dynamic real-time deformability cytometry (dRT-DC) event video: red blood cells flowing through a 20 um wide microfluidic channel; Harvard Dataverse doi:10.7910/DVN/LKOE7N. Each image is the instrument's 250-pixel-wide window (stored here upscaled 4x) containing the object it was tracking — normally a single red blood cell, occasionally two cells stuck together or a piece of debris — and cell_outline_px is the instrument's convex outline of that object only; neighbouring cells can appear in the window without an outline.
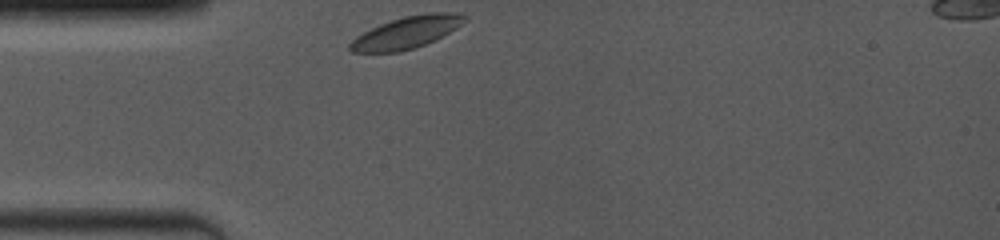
{"species": "common noctule bat (a hibernating species)", "species_latin": "Nyctalus noctula", "temperature_condition": "room temperature", "stored_images_in_passage": 20, "camera_frame_rate_fps": 4000, "um_per_image_px": 0.085, "animal": {"sex": "female", "body_mass_g": 19.0, "forearm_length_mm": 53.3}, "frame": {"image": 1, "passage_image": 1, "time_ms": 0.0, "image_size_px": [1000, 240], "cell_outline_px": [[468, 16], [456, 28], [436, 40], [400, 52], [352, 52], [348, 48], [348, 44], [356, 36], [380, 24], [404, 16], [432, 12], [464, 12]], "centroid_in_image_um": [34.58, 2.75], "position_along_channel_um": 50.4, "area_um2": 21.27}}
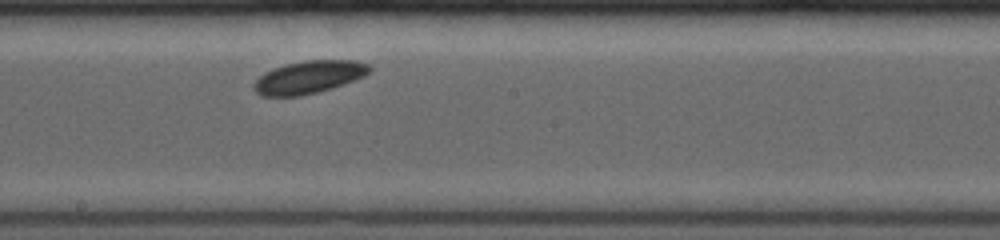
{"frame": {"image": 2, "passage_image": 11, "time_ms": 4.75, "image_size_px": [1000, 240], "cell_outline_px": [[372, 68], [364, 76], [332, 88], [300, 96], [260, 96], [252, 88], [252, 84], [264, 72], [272, 68], [284, 64], [304, 60], [352, 60], [368, 64]], "centroid_in_image_um": [26.2, 6.55], "position_along_channel_um": 222.0, "area_um2": 22.08}}
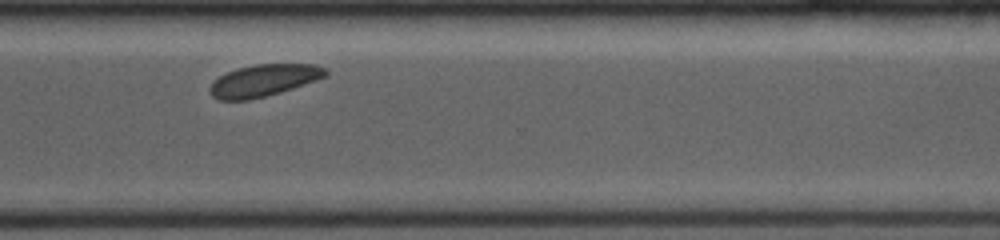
{"frame": {"image": 3, "passage_image": 19, "time_ms": 8.0, "image_size_px": [1000, 240], "cell_outline_px": [[328, 76], [280, 92], [248, 100], [220, 100], [212, 96], [208, 92], [208, 88], [220, 76], [228, 72], [240, 68], [256, 64], [316, 64], [328, 68]], "centroid_in_image_um": [22.45, 6.83], "position_along_channel_um": 348.1, "area_um2": 21.39}}